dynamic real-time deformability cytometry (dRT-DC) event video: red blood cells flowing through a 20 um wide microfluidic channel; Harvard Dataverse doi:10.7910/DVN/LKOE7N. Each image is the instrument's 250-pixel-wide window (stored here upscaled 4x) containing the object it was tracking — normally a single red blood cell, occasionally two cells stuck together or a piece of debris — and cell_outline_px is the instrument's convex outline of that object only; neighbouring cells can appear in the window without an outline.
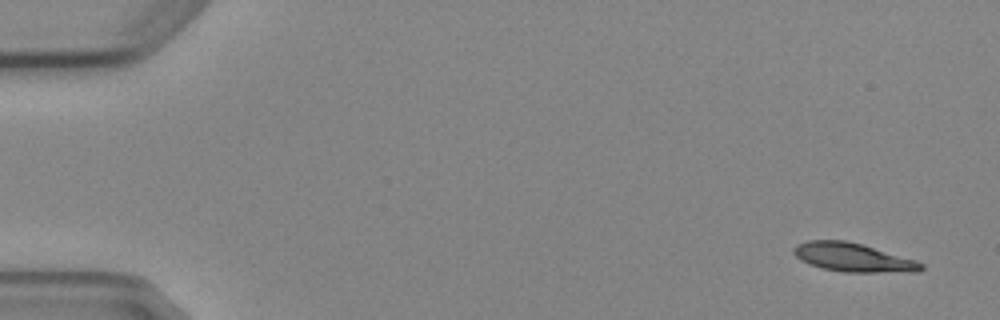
{"species": "Egyptian fruit bat (a non-hibernating species)", "species_latin": "Rousettus aegyptiacus", "temperature_condition": "cold", "stored_images_in_passage": 4, "camera_frame_rate_fps": 3000, "um_per_image_px": 0.085, "animal": {"sex": "female"}, "frame": {"image": 1, "passage_image": 1, "time_ms": 0.0, "image_size_px": [1000, 320], "cell_outline_px": [[924, 268], [920, 272], [844, 272], [824, 268], [808, 264], [800, 260], [792, 252], [792, 248], [796, 244], [808, 240], [844, 240], [860, 244], [916, 260], [924, 264]], "centroid_in_image_um": [72.49, 21.88], "position_along_channel_um": 12.5, "area_um2": 21.27}}